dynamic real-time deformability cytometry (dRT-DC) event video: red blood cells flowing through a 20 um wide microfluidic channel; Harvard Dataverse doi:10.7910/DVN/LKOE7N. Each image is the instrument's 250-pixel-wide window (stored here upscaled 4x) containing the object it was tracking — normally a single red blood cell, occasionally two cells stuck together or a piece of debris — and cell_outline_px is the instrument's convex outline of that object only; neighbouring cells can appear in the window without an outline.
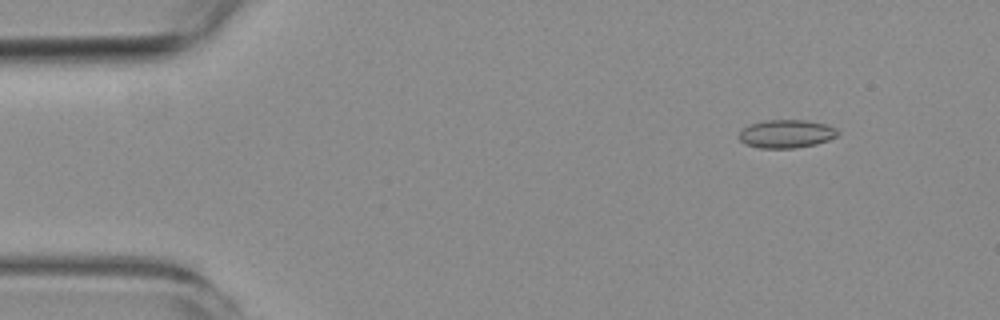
{"species": "common noctule bat (a hibernating species)", "species_latin": "Nyctalus noctula", "temperature_condition": "room temperature", "stored_images_in_passage": 9, "camera_frame_rate_fps": 3000, "um_per_image_px": 0.085, "animal": {"sex": "female", "body_mass_g": 19.3, "forearm_length_mm": 54.1}, "frame": {"image": 1, "passage_image": 1, "time_ms": 0.0, "image_size_px": [1000, 320], "cell_outline_px": [[840, 132], [836, 136], [828, 140], [816, 144], [796, 148], [760, 148], [744, 144], [740, 140], [740, 132], [744, 128], [752, 124], [764, 120], [808, 120], [828, 124], [836, 128]], "centroid_in_image_um": [66.88, 11.37], "position_along_channel_um": 18.1, "area_um2": 16.3}}
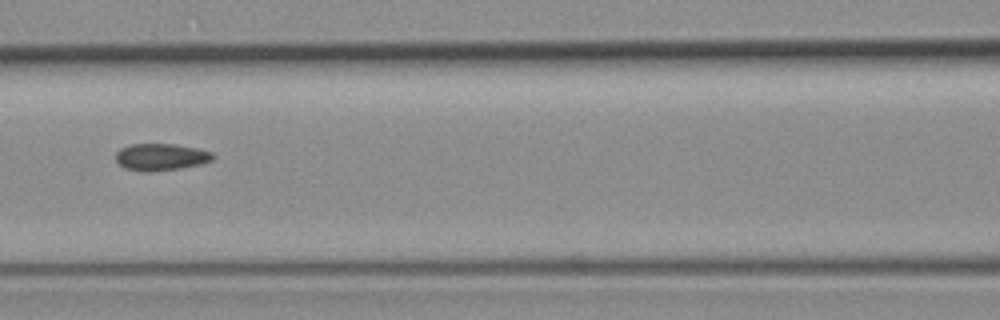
{"frame": {"image": 2, "passage_image": 6, "time_ms": 6.0, "image_size_px": [1000, 320], "cell_outline_px": [[216, 156], [212, 160], [200, 164], [180, 168], [152, 172], [140, 172], [124, 168], [116, 160], [116, 152], [120, 148], [132, 144], [172, 144], [200, 148], [212, 152]], "centroid_in_image_um": [13.68, 13.35], "position_along_channel_um": 152.9, "area_um2": 15.43}}
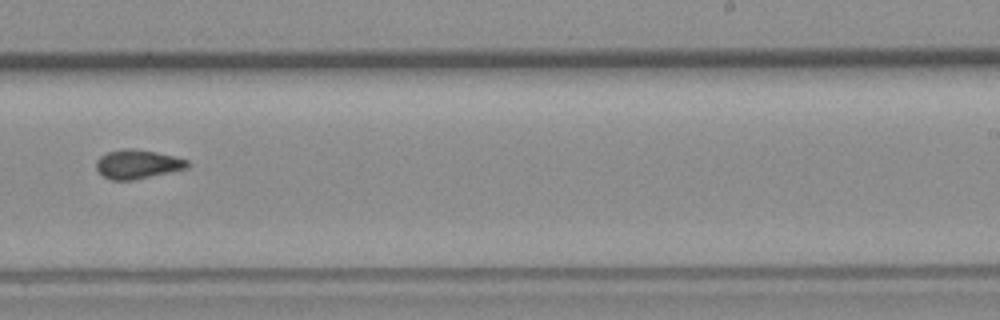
{"frame": {"image": 3, "passage_image": 9, "time_ms": 9.333, "image_size_px": [1000, 320], "cell_outline_px": [[192, 164], [188, 168], [172, 172], [132, 180], [112, 180], [104, 176], [96, 168], [96, 160], [100, 156], [108, 152], [124, 148], [136, 148], [156, 152], [188, 160]], "centroid_in_image_um": [11.72, 13.95], "position_along_channel_um": 277.3, "area_um2": 15.49}}